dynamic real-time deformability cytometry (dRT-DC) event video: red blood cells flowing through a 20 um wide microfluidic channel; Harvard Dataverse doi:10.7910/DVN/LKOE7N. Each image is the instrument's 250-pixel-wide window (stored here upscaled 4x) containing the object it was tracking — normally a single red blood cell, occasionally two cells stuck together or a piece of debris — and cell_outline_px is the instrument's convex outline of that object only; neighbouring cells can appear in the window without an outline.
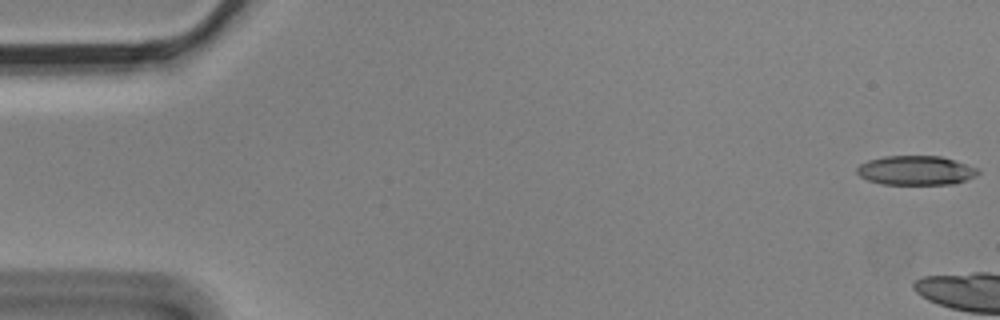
{"species": "Egyptian fruit bat (a non-hibernating species)", "species_latin": "Rousettus aegyptiacus", "temperature_condition": "cold", "stored_images_in_passage": 3, "camera_frame_rate_fps": 3000, "um_per_image_px": 0.085, "animal": {"sex": "male"}, "frame": {"image": 1, "passage_image": 1, "time_ms": 0.0, "image_size_px": [1000, 320], "cell_outline_px": [[980, 172], [976, 176], [968, 180], [952, 184], [884, 184], [868, 180], [860, 176], [856, 172], [856, 168], [860, 164], [868, 160], [884, 156], [940, 156], [976, 168]], "centroid_in_image_um": [77.82, 14.49], "position_along_channel_um": 7.2, "area_um2": 20.52}}